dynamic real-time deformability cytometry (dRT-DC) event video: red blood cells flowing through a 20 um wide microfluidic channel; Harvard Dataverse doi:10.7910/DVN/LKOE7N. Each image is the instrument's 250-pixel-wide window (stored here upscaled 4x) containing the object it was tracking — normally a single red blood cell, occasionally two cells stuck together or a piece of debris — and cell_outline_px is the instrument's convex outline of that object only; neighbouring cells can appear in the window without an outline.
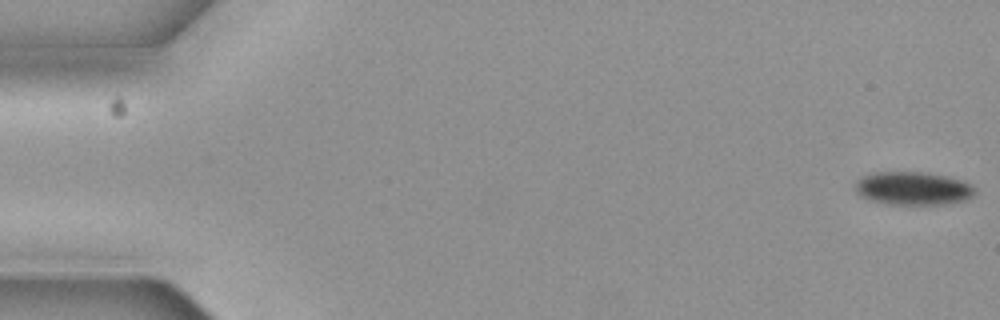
{"species": "common noctule bat (a hibernating species)", "species_latin": "Nyctalus noctula", "temperature_condition": "cold", "stored_images_in_passage": 6, "camera_frame_rate_fps": 3000, "um_per_image_px": 0.085, "animal": {"sex": "female", "body_mass_g": 19.3, "forearm_length_mm": 54.1}, "frame": {"image": 1, "passage_image": 1, "time_ms": 0.0, "image_size_px": [1000, 320], "cell_outline_px": [[976, 192], [972, 196], [964, 200], [948, 204], [884, 204], [868, 200], [860, 196], [856, 192], [856, 184], [864, 176], [872, 172], [924, 172], [948, 176], [960, 180], [976, 188]], "centroid_in_image_um": [77.6, 16.02], "position_along_channel_um": 7.4, "area_um2": 23.18}}